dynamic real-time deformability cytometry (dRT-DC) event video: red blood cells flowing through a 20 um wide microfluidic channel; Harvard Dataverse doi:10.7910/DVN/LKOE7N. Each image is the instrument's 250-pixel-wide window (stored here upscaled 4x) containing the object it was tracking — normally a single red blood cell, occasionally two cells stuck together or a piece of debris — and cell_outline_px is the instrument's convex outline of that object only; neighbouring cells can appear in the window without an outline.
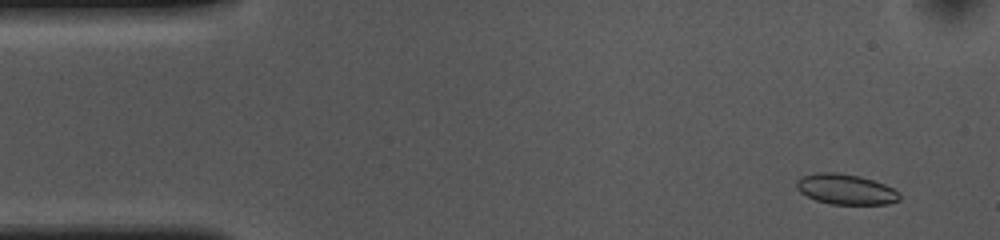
{"species": "common noctule bat (a hibernating species)", "species_latin": "Nyctalus noctula", "temperature_condition": "cold", "stored_images_in_passage": 54, "camera_frame_rate_fps": 3000, "um_per_image_px": 0.085, "animal": {"sex": "female", "body_mass_g": 10.0, "forearm_length_mm": 53.1}, "frame": {"image": 1, "passage_image": 4, "time_ms": 1.0, "image_size_px": [1000, 240], "cell_outline_px": [[900, 200], [888, 204], [832, 204], [816, 200], [800, 192], [796, 188], [796, 180], [804, 176], [816, 172], [836, 172], [860, 176], [884, 184], [900, 192]], "centroid_in_image_um": [71.89, 16.08], "position_along_channel_um": 13.1, "area_um2": 18.21}}
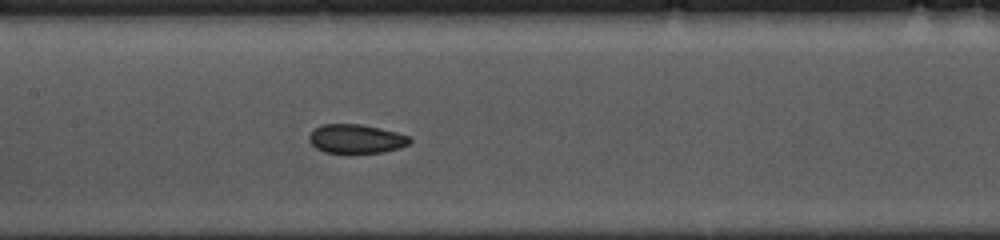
{"frame": {"image": 2, "passage_image": 25, "time_ms": 8.0, "image_size_px": [1000, 240], "cell_outline_px": [[412, 140], [408, 144], [400, 148], [384, 152], [352, 156], [324, 152], [316, 148], [308, 140], [308, 136], [320, 124], [360, 124], [380, 128], [396, 132], [408, 136]], "centroid_in_image_um": [30.25, 11.85], "position_along_channel_um": 177.1, "area_um2": 17.69}}
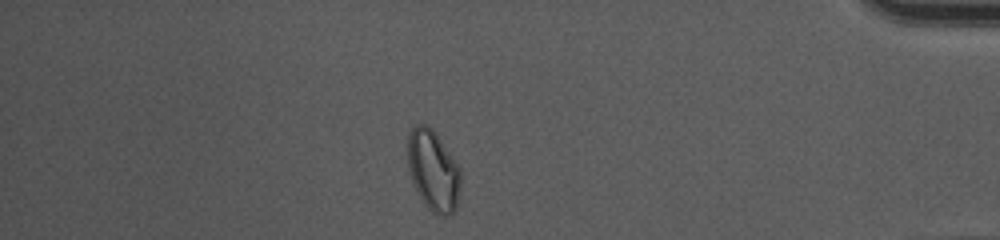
{"frame": {"image": 3, "passage_image": 47, "time_ms": 15.333, "image_size_px": [1000, 240], "cell_outline_px": [[460, 196], [456, 212], [448, 216], [444, 216], [432, 212], [420, 200], [412, 184], [408, 172], [404, 144], [412, 128], [416, 124], [424, 124], [432, 128], [436, 132], [460, 168]], "centroid_in_image_um": [36.78, 14.5], "position_along_channel_um": 398.4, "area_um2": 26.01}, "authors_computed_cell_mechanics": {"area_um2": 18.0336, "velocity_mm_per_s": 3.6124, "shape_relaxation_time_tau1_ms": 3.9663, "shape_relaxation_time_tau2_ms": 2.4049, "deformation_change_tau1": 0.0686, "deformation_change_tau2": 0.0573}}